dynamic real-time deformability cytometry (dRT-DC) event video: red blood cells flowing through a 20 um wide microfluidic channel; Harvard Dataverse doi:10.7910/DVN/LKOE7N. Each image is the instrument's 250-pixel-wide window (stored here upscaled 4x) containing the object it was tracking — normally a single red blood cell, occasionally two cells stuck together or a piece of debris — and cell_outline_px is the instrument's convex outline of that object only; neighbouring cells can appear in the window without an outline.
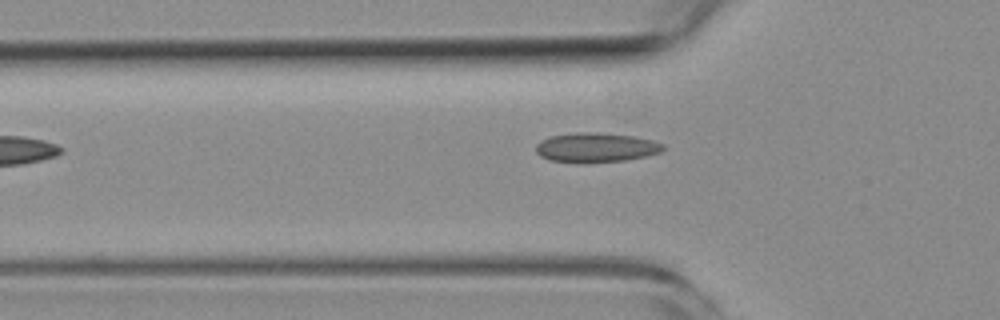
{"species": "common noctule bat (a hibernating species)", "species_latin": "Nyctalus noctula", "temperature_condition": "room temperature", "stored_images_in_passage": 5, "camera_frame_rate_fps": 3000, "um_per_image_px": 0.085, "animal": {"sex": "female", "body_mass_g": 19.3, "forearm_length_mm": 54.1}, "frame": {"image": 1, "passage_image": 5, "time_ms": 4.667, "image_size_px": [1000, 320], "cell_outline_px": [[664, 148], [660, 152], [644, 156], [624, 160], [584, 164], [580, 164], [548, 160], [540, 156], [536, 152], [536, 144], [540, 140], [552, 136], [576, 132], [600, 132], [636, 136], [652, 140], [664, 144]], "centroid_in_image_um": [50.62, 12.54], "position_along_channel_um": 75.2, "area_um2": 22.25}}